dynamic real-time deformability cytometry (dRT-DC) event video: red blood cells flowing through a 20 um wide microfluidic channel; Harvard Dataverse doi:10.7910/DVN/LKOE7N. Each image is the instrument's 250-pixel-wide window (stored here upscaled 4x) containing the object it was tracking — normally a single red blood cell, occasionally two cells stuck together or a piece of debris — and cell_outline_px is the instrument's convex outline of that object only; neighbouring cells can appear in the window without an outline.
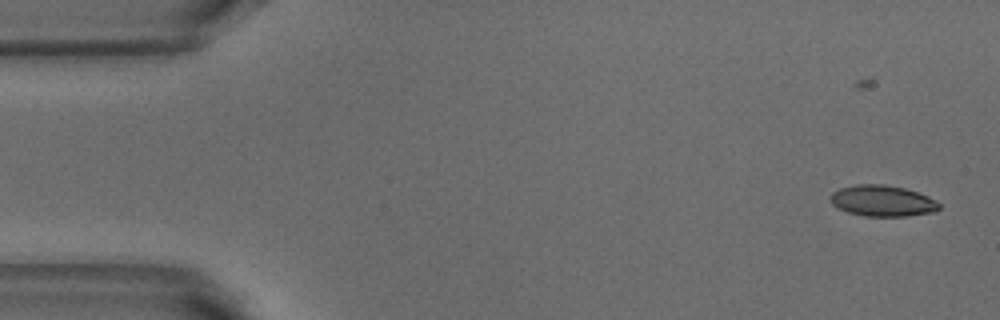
{"species": "common noctule bat (a hibernating species)", "species_latin": "Nyctalus noctula", "temperature_condition": "warm", "stored_images_in_passage": 5, "camera_frame_rate_fps": 3000, "um_per_image_px": 0.085, "animal": {"sex": "male", "body_mass_g": 18.8}, "frame": {"image": 1, "passage_image": 2, "time_ms": 0.333, "image_size_px": [1000, 320], "cell_outline_px": [[940, 208], [932, 212], [908, 216], [864, 216], [848, 212], [832, 204], [828, 196], [832, 192], [840, 188], [856, 184], [884, 184], [904, 188], [928, 196], [936, 200], [940, 204]], "centroid_in_image_um": [74.99, 17.06], "position_along_channel_um": 10.0, "area_um2": 19.71}}
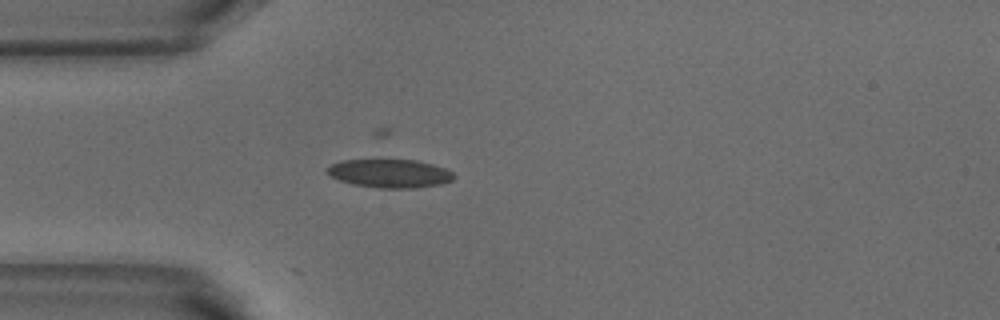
{"frame": {"image": 2, "passage_image": 5, "time_ms": 1.333, "image_size_px": [1000, 320], "cell_outline_px": [[456, 176], [452, 180], [440, 184], [416, 188], [380, 188], [352, 184], [328, 176], [324, 172], [324, 168], [340, 160], [416, 160], [432, 164], [444, 168], [452, 172]], "centroid_in_image_um": [33.08, 14.74], "position_along_channel_um": 51.9, "area_um2": 21.15}}